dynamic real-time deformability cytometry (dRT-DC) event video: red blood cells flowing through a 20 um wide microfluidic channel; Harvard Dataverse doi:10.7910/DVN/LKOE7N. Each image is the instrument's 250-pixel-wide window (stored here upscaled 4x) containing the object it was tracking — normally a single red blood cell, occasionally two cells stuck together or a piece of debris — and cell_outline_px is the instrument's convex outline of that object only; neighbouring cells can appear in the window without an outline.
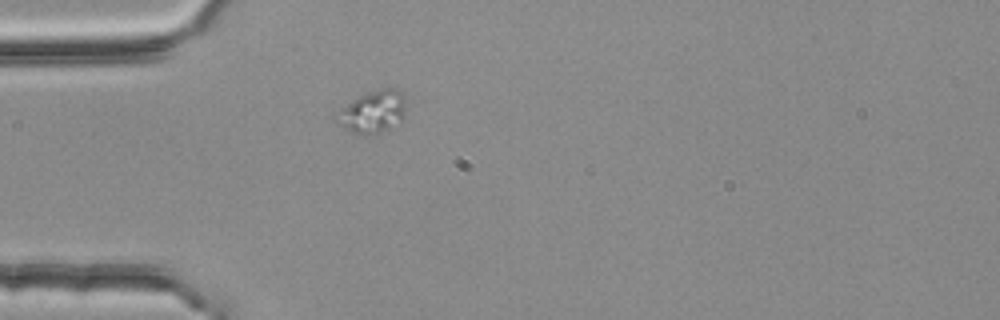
{"species": "common noctule bat (a hibernating species)", "species_latin": "Nyctalus noctula", "temperature_condition": "room temperature", "stored_images_in_passage": 4, "segment_of_instrument_passage": [2, 2], "camera_frame_rate_fps": 3000, "um_per_image_px": 0.085, "animal": {"sex": "female", "body_mass_g": 25.1}, "frame": {"image": 1, "passage_image": 4, "time_ms": 1.0, "image_size_px": [1000, 320], "cell_outline_px": [[404, 116], [400, 124], [376, 132], [352, 132], [340, 124], [332, 116], [340, 108], [360, 96], [368, 92], [380, 88], [396, 88], [404, 92]], "centroid_in_image_um": [31.7, 9.45], "position_along_channel_um": 53.3, "area_um2": 16.76}}